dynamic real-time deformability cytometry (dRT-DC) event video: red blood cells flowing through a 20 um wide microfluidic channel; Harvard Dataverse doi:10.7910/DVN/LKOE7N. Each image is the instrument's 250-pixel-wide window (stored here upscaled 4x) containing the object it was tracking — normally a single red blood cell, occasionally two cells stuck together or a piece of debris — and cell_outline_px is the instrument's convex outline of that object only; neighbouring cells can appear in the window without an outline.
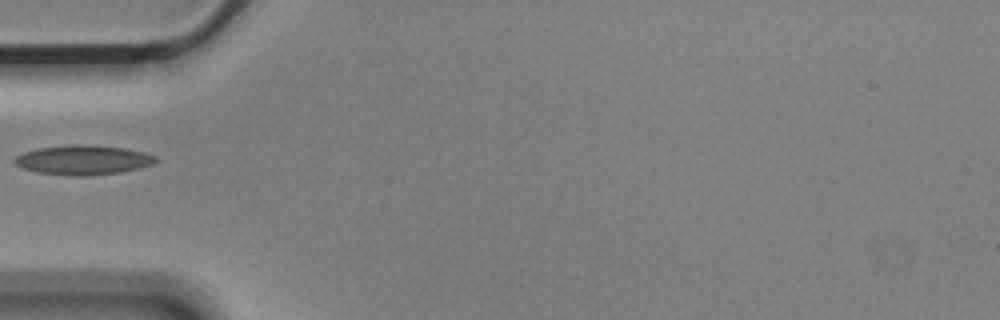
{"species": "Egyptian fruit bat (a non-hibernating species)", "species_latin": "Rousettus aegyptiacus", "temperature_condition": "cold", "stored_images_in_passage": 1, "camera_frame_rate_fps": 3000, "um_per_image_px": 0.085, "animal": {"sex": "male"}, "frame": {"image": 1, "passage_image": 1, "time_ms": 0.0, "image_size_px": [1000, 320], "cell_outline_px": [[160, 160], [152, 164], [136, 168], [116, 172], [84, 176], [76, 176], [36, 172], [24, 168], [16, 164], [12, 160], [16, 156], [24, 152], [36, 148], [68, 144], [88, 144], [124, 148], [144, 152], [156, 156]], "centroid_in_image_um": [7.04, 13.57], "position_along_channel_um": 78.0, "area_um2": 24.22}}